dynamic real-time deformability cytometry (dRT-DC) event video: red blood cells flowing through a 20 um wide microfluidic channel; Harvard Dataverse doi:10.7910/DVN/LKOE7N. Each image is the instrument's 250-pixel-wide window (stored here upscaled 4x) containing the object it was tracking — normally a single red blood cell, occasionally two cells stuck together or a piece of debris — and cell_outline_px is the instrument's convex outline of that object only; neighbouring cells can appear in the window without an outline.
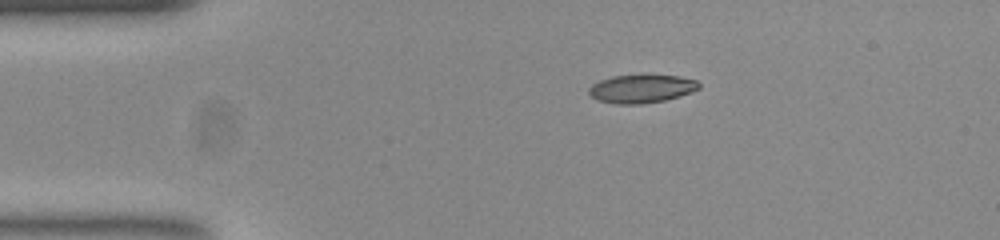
{"species": "common noctule bat (a hibernating species)", "species_latin": "Nyctalus noctula", "temperature_condition": "room temperature", "stored_images_in_passage": 44, "camera_frame_rate_fps": 3000, "um_per_image_px": 0.085, "animal": {"sex": "female", "body_mass_g": 23.0, "forearm_length_mm": 53.4}, "frame": {"image": 1, "passage_image": 1, "time_ms": 0.0, "image_size_px": [1000, 240], "cell_outline_px": [[700, 88], [692, 92], [680, 96], [664, 100], [640, 104], [616, 104], [596, 100], [588, 92], [588, 88], [592, 84], [600, 80], [612, 76], [680, 76], [696, 80], [700, 84]], "centroid_in_image_um": [54.51, 7.56], "position_along_channel_um": 30.5, "area_um2": 17.98}}
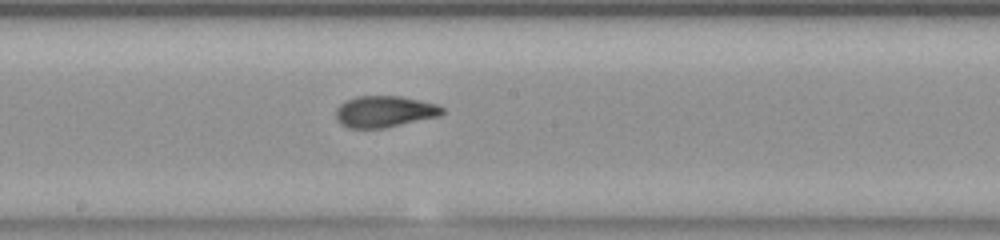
{"frame": {"image": 2, "passage_image": 19, "time_ms": 6.0, "image_size_px": [1000, 240], "cell_outline_px": [[444, 112], [440, 116], [384, 128], [348, 128], [340, 124], [336, 120], [336, 108], [340, 104], [356, 96], [400, 96], [436, 104], [444, 108]], "centroid_in_image_um": [32.66, 9.49], "position_along_channel_um": 215.5, "area_um2": 19.48}}
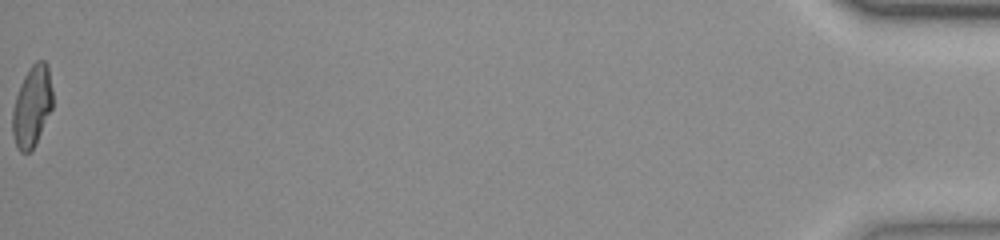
{"frame": {"image": 3, "passage_image": 44, "time_ms": 14.333, "image_size_px": [1000, 240], "cell_outline_px": [[52, 108], [36, 144], [28, 152], [20, 152], [16, 144], [12, 132], [12, 112], [16, 96], [20, 84], [28, 68], [36, 60], [44, 60], [48, 64], [52, 88]], "centroid_in_image_um": [2.73, 9.0], "position_along_channel_um": 432.5, "area_um2": 19.02}, "authors_computed_cell_mechanics": {"area_um2": 19.3341, "velocity_mm_per_s": 3.8914, "shape_relaxation_time_tau1_ms": 8.8749, "shape_relaxation_time_tau2_ms": 1.2886, "deformation_change_tau1": 0.2599, "deformation_change_tau2": 0.0757}}